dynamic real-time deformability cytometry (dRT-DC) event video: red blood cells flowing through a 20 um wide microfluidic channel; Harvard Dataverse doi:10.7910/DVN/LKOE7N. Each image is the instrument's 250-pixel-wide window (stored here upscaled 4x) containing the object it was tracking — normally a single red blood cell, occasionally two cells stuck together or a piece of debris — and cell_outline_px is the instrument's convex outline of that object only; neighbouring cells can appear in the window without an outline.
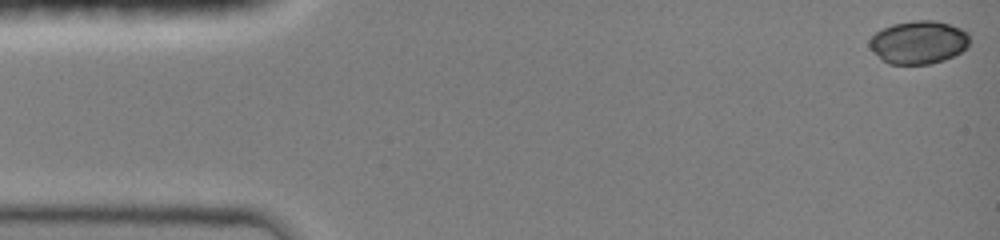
{"species": "common noctule bat (a hibernating species)", "species_latin": "Nyctalus noctula", "temperature_condition": "room temperature", "stored_images_in_passage": 24, "camera_frame_rate_fps": 3000, "um_per_image_px": 0.085, "animal": {"sex": "female", "body_mass_g": 19.0, "forearm_length_mm": 51.5}, "frame": {"image": 1, "passage_image": 1, "time_ms": 0.0, "image_size_px": [1000, 240], "cell_outline_px": [[968, 48], [944, 60], [928, 64], [888, 64], [872, 52], [868, 44], [868, 40], [876, 32], [892, 24], [916, 20], [932, 20], [948, 24], [960, 28], [968, 32]], "centroid_in_image_um": [78.05, 3.6], "position_along_channel_um": 7.0, "area_um2": 25.14}}
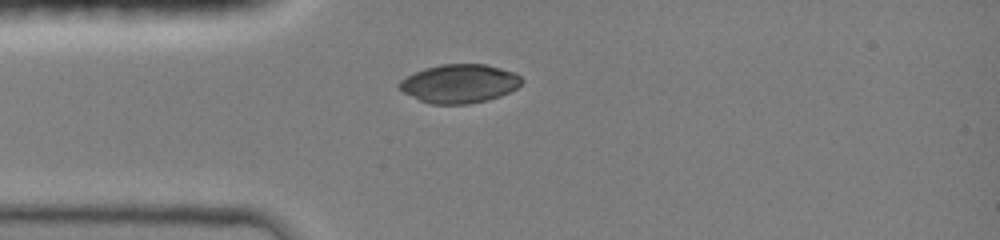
{"frame": {"image": 2, "passage_image": 19, "time_ms": 3.667, "image_size_px": [1000, 240], "cell_outline_px": [[524, 80], [516, 88], [500, 96], [488, 100], [468, 104], [432, 104], [420, 100], [396, 88], [396, 84], [400, 80], [424, 68], [440, 64], [484, 64], [500, 68], [512, 72], [520, 76]], "centroid_in_image_um": [39.03, 7.11], "position_along_channel_um": 46.0, "area_um2": 27.51}}